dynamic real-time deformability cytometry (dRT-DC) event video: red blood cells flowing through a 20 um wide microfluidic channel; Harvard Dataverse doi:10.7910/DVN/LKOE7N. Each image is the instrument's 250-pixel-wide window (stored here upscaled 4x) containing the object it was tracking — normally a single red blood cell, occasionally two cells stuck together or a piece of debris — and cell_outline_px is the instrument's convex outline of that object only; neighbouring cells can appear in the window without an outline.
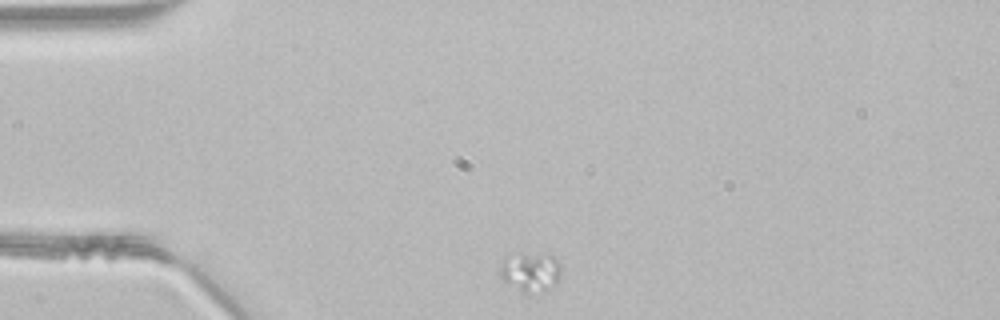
{"species": "common noctule bat (a hibernating species)", "species_latin": "Nyctalus noctula", "temperature_condition": "room temperature", "stored_images_in_passage": 40, "camera_frame_rate_fps": 3000, "um_per_image_px": 0.085, "animal": {"sex": "male", "body_mass_g": 21.5, "forearm_length_mm": 52.0}, "frame": {"image": 1, "passage_image": 1, "time_ms": 0.0, "image_size_px": [1000, 320], "cell_outline_px": [[560, 280], [552, 288], [544, 292], [520, 292], [504, 280], [500, 276], [500, 260], [504, 256], [520, 252], [552, 256], [560, 264]], "centroid_in_image_um": [45.07, 23.1], "position_along_channel_um": 39.9, "area_um2": 14.33}}
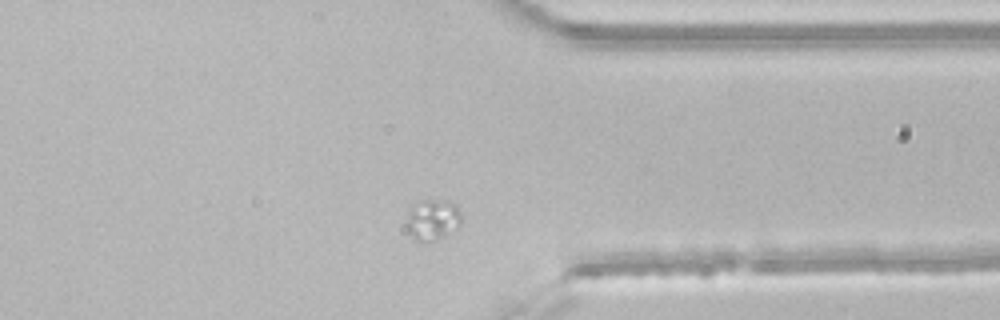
{"frame": {"image": 2, "passage_image": 29, "time_ms": 9.333, "image_size_px": [1000, 320], "cell_outline_px": [[460, 224], [456, 228], [444, 236], [436, 240], [424, 244], [420, 244], [408, 232], [408, 208], [412, 204], [424, 200], [444, 200], [456, 204], [460, 212]], "centroid_in_image_um": [36.75, 18.69], "position_along_channel_um": 374.7, "area_um2": 13.18}}
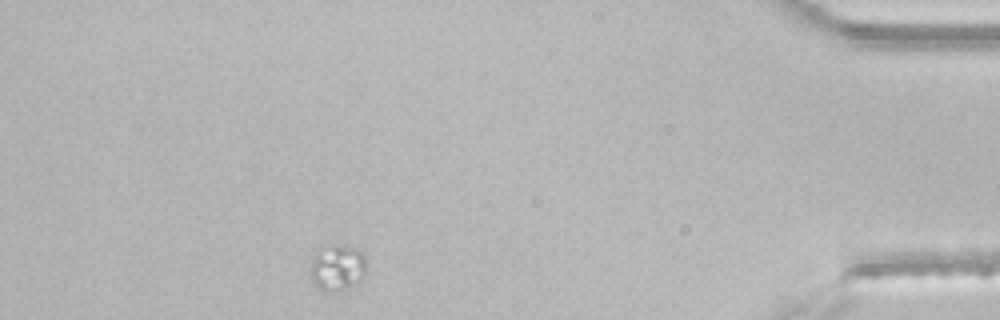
{"frame": {"image": 3, "passage_image": 35, "time_ms": 11.333, "image_size_px": [1000, 320], "cell_outline_px": [[364, 276], [360, 280], [348, 288], [332, 292], [324, 292], [312, 280], [312, 260], [320, 244], [344, 244], [356, 248], [364, 252]], "centroid_in_image_um": [28.67, 22.69], "position_along_channel_um": 406.5, "area_um2": 15.2}}